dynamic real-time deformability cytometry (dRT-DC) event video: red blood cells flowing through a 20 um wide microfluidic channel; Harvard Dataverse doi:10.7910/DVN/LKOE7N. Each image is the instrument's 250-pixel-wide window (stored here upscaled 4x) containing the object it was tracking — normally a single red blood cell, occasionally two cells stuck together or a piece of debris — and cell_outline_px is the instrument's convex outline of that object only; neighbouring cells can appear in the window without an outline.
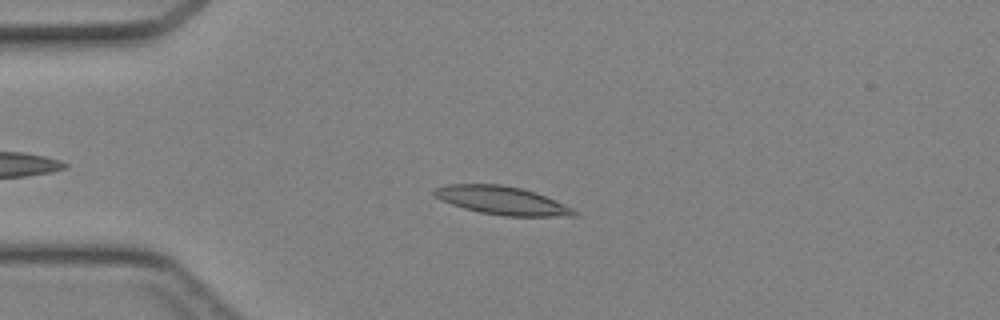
{"species": "Egyptian fruit bat (a non-hibernating species)", "species_latin": "Rousettus aegyptiacus", "temperature_condition": "cold", "stored_images_in_passage": 39, "camera_frame_rate_fps": 3000, "um_per_image_px": 0.085, "animal": {"sex": "female"}, "frame": {"image": 1, "passage_image": 9, "time_ms": 2.667, "image_size_px": [1000, 320], "cell_outline_px": [[576, 216], [504, 216], [480, 212], [464, 208], [452, 204], [436, 196], [432, 192], [432, 188], [444, 184], [500, 184], [520, 188], [536, 192], [572, 208], [576, 212]], "centroid_in_image_um": [42.63, 17.03], "position_along_channel_um": 42.4, "area_um2": 22.83}}
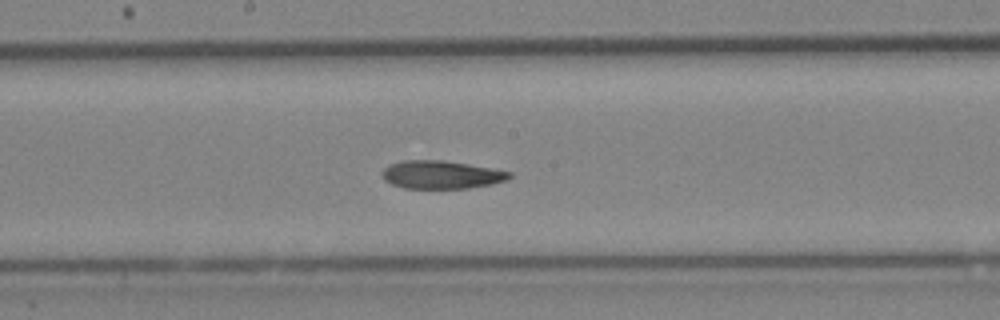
{"frame": {"image": 2, "passage_image": 22, "time_ms": 7.0, "image_size_px": [1000, 320], "cell_outline_px": [[512, 176], [508, 180], [492, 184], [468, 188], [404, 188], [392, 184], [384, 180], [380, 176], [380, 172], [388, 164], [400, 160], [444, 160], [492, 168], [512, 172]], "centroid_in_image_um": [37.48, 14.84], "position_along_channel_um": 210.7, "area_um2": 21.1}}
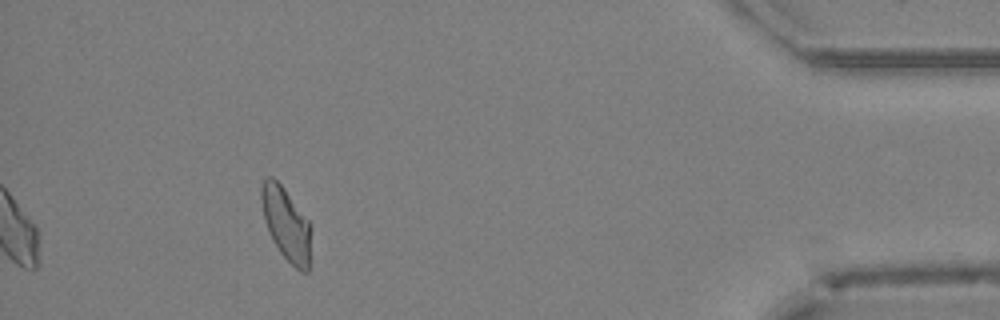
{"frame": {"image": 3, "passage_image": 39, "time_ms": 12.667, "image_size_px": [1000, 320], "cell_outline_px": [[312, 228], [308, 272], [300, 272], [280, 252], [272, 240], [264, 220], [260, 200], [260, 188], [264, 180], [268, 176], [272, 176], [284, 188], [308, 220]], "centroid_in_image_um": [24.32, 19.04], "position_along_channel_um": 410.9, "area_um2": 21.21}}